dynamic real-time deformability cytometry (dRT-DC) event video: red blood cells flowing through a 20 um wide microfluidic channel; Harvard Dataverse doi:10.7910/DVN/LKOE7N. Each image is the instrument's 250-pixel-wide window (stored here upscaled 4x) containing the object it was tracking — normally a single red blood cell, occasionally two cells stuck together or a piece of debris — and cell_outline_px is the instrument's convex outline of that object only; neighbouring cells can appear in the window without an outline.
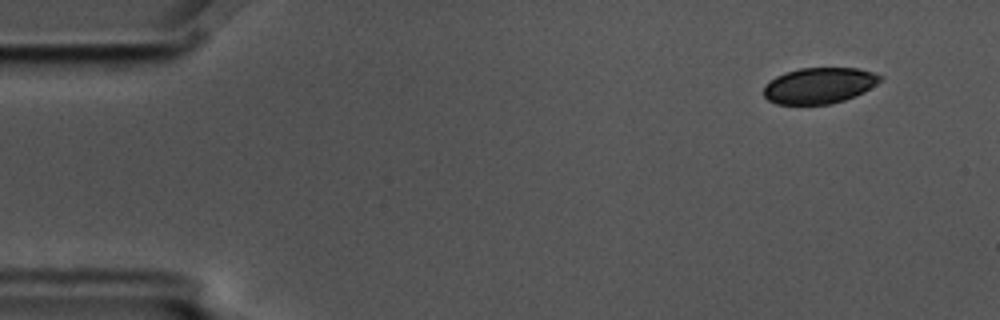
{"species": "common noctule bat (a hibernating species)", "species_latin": "Nyctalus noctula", "temperature_condition": "cold", "stored_images_in_passage": 6, "camera_frame_rate_fps": 3000, "um_per_image_px": 0.085, "animal": {"sex": "male", "body_mass_g": 17.5, "forearm_length_mm": 52.3}, "frame": {"image": 1, "passage_image": 1, "time_ms": 0.0, "image_size_px": [1000, 320], "cell_outline_px": [[884, 76], [880, 80], [864, 92], [844, 100], [828, 104], [776, 104], [768, 100], [764, 96], [764, 88], [776, 76], [800, 68], [856, 68], [872, 72]], "centroid_in_image_um": [69.64, 7.27], "position_along_channel_um": 15.4, "area_um2": 24.04}}
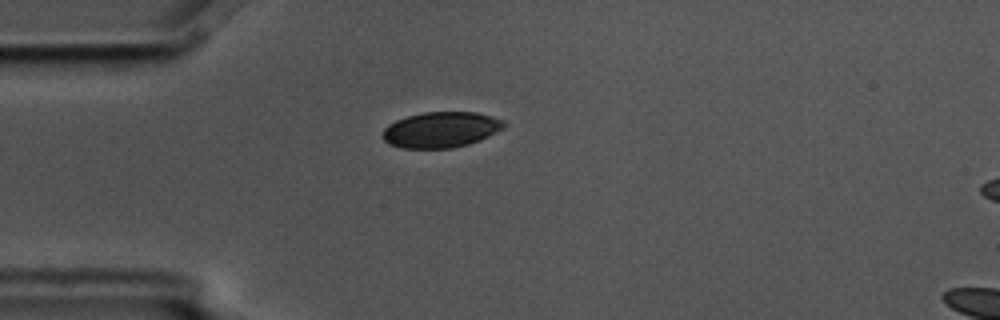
{"frame": {"image": 2, "passage_image": 4, "time_ms": 1.0, "image_size_px": [1000, 320], "cell_outline_px": [[504, 128], [480, 140], [468, 144], [452, 148], [400, 148], [388, 144], [380, 136], [384, 128], [388, 124], [396, 120], [408, 116], [424, 112], [476, 112], [492, 116], [504, 120]], "centroid_in_image_um": [37.45, 11.03], "position_along_channel_um": 47.6, "area_um2": 25.37}}